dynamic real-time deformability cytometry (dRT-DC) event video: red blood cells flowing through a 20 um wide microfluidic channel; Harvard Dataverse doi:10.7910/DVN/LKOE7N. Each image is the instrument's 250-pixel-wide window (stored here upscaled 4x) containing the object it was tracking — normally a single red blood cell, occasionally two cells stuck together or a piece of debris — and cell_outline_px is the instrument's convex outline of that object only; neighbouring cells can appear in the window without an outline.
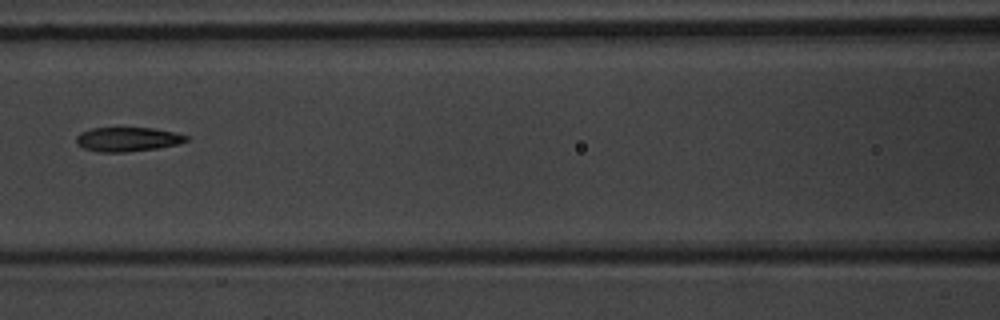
{"species": "common noctule bat (a hibernating species)", "species_latin": "Nyctalus noctula", "temperature_condition": "warm", "stored_images_in_passage": 3, "camera_frame_rate_fps": 3000, "um_per_image_px": 0.085, "animal": {"sex": "male", "body_mass_g": 20.1, "forearm_length_mm": 53.5}, "frame": {"image": 1, "passage_image": 3, "time_ms": 2.333, "image_size_px": [1000, 320], "cell_outline_px": [[188, 140], [180, 144], [156, 148], [124, 152], [96, 152], [84, 148], [76, 144], [76, 136], [80, 132], [92, 128], [152, 128], [176, 132], [188, 136]], "centroid_in_image_um": [10.84, 11.84], "position_along_channel_um": 155.8, "area_um2": 15.61}}